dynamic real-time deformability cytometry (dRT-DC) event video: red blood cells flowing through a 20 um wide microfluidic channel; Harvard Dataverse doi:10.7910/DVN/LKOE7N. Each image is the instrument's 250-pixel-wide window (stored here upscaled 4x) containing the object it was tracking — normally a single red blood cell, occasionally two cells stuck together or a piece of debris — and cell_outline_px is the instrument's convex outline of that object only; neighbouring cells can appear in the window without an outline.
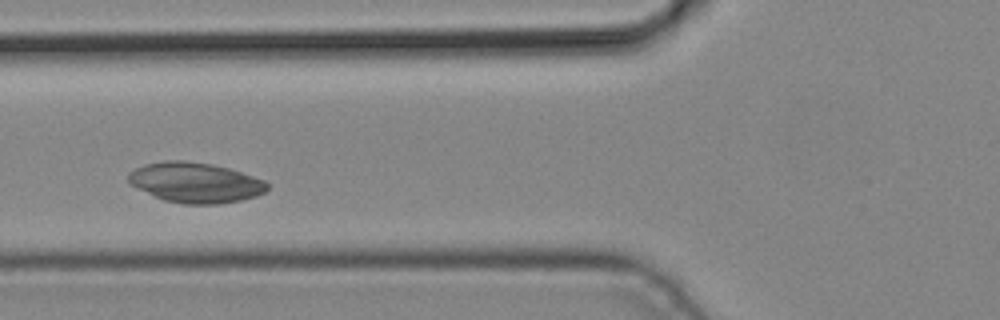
{"species": "common noctule bat (a hibernating species)", "species_latin": "Nyctalus noctula", "temperature_condition": "cold", "stored_images_in_passage": 3, "camera_frame_rate_fps": 3000, "um_per_image_px": 0.085, "animal": {"sex": "male", "body_mass_g": 19.2, "forearm_length_mm": 51.8}, "frame": {"image": 1, "passage_image": 3, "time_ms": 0.667, "image_size_px": [1000, 320], "cell_outline_px": [[268, 188], [264, 192], [256, 196], [240, 200], [216, 204], [184, 204], [164, 200], [128, 184], [128, 172], [144, 164], [164, 160], [184, 160], [212, 164], [228, 168], [264, 180], [268, 184]], "centroid_in_image_um": [16.57, 15.51], "position_along_channel_um": 109.2, "area_um2": 32.48}}